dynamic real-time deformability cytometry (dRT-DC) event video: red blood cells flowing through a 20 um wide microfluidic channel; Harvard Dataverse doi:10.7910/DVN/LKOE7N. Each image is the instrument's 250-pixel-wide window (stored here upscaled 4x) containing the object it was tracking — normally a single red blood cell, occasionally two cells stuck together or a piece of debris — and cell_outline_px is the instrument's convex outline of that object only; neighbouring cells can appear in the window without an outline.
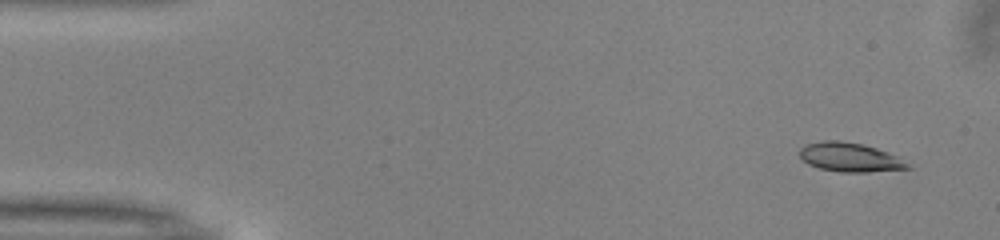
{"species": "common noctule bat (a hibernating species)", "species_latin": "Nyctalus noctula", "temperature_condition": "warm", "stored_images_in_passage": 49, "camera_frame_rate_fps": 3000, "um_per_image_px": 0.085, "animal": {"sex": "male", "body_mass_g": 13.0, "forearm_length_mm": 53.1}, "frame": {"image": 1, "passage_image": 2, "time_ms": 0.333, "image_size_px": [1000, 240], "cell_outline_px": [[912, 168], [868, 172], [840, 172], [820, 168], [808, 164], [800, 156], [800, 148], [808, 144], [820, 140], [840, 140], [864, 144], [876, 148], [896, 156], [908, 164]], "centroid_in_image_um": [72.22, 13.36], "position_along_channel_um": 12.8, "area_um2": 18.15}}
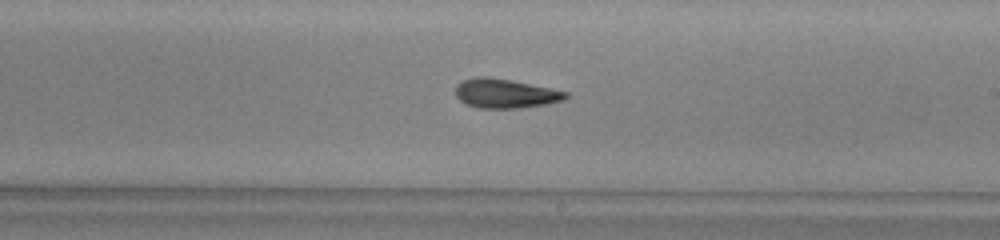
{"frame": {"image": 2, "passage_image": 28, "time_ms": 9.0, "image_size_px": [1000, 240], "cell_outline_px": [[568, 96], [564, 100], [548, 104], [520, 108], [476, 108], [464, 104], [456, 96], [456, 84], [464, 80], [476, 76], [488, 76], [512, 80], [568, 92]], "centroid_in_image_um": [42.92, 7.95], "position_along_channel_um": 246.1, "area_um2": 18.96}}
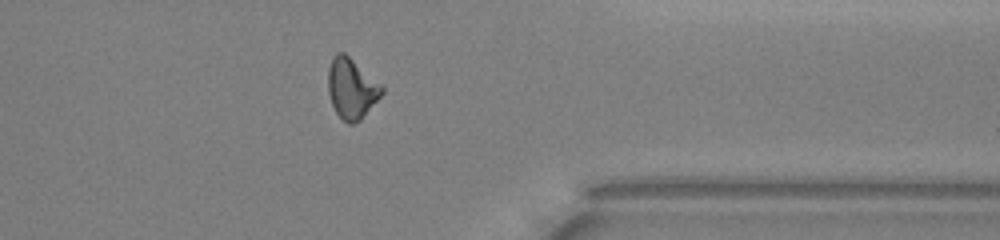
{"frame": {"image": 3, "passage_image": 39, "time_ms": 12.667, "image_size_px": [1000, 240], "cell_outline_px": [[384, 92], [360, 120], [352, 124], [348, 124], [336, 112], [332, 104], [328, 92], [328, 68], [332, 56], [336, 52], [344, 52], [380, 84], [384, 88]], "centroid_in_image_um": [29.86, 7.51], "position_along_channel_um": 381.5, "area_um2": 18.67}, "authors_computed_cell_mechanics": {"area_um2": 18.5538, "velocity_mm_per_s": 4.0358, "shape_relaxation_time_tau1_ms": 6.5697, "shape_relaxation_time_tau2_ms": 3.3332, "deformation_change_tau1": 0.1693, "deformation_change_tau2": 0.1189}}